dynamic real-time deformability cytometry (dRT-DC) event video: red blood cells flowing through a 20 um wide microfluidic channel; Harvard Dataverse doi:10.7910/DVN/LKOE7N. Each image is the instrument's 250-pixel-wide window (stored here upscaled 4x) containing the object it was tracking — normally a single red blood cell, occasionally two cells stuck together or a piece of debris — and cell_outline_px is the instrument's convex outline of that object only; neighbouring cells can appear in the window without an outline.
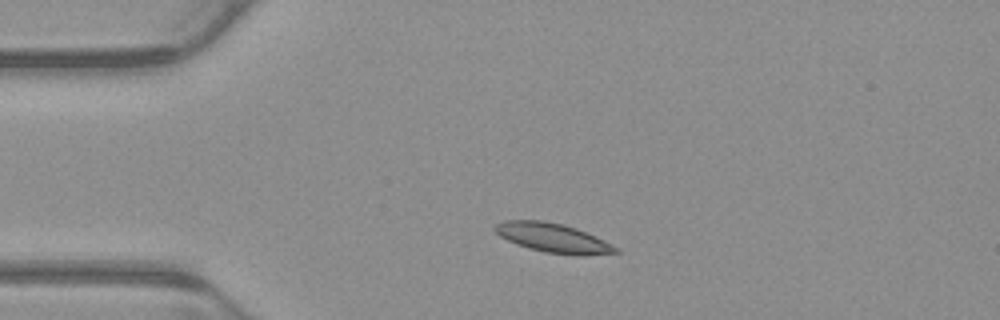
{"species": "common noctule bat (a hibernating species)", "species_latin": "Nyctalus noctula", "temperature_condition": "warm", "stored_images_in_passage": 2, "camera_frame_rate_fps": 3000, "um_per_image_px": 0.085, "animal": {"sex": "male", "body_mass_g": 23.1, "forearm_length_mm": 52.7}, "frame": {"image": 1, "passage_image": 2, "time_ms": 0.333, "image_size_px": [1000, 320], "cell_outline_px": [[620, 252], [580, 256], [544, 252], [528, 248], [508, 240], [500, 236], [492, 228], [496, 224], [504, 220], [544, 220], [564, 224], [576, 228], [604, 240], [620, 248]], "centroid_in_image_um": [47.02, 20.22], "position_along_channel_um": 38.0, "area_um2": 20.63}}